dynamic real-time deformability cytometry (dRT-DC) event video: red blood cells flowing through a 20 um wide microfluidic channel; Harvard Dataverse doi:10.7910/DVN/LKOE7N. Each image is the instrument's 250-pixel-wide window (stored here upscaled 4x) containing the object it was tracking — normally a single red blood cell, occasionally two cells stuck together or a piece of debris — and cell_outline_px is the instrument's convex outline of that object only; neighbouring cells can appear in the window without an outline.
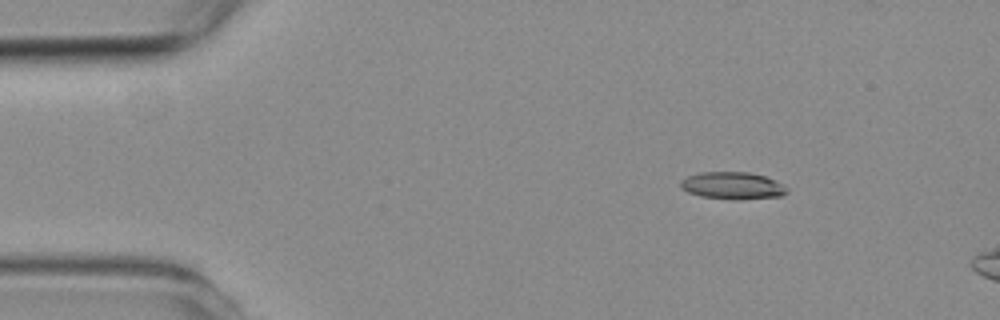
{"species": "common noctule bat (a hibernating species)", "species_latin": "Nyctalus noctula", "temperature_condition": "room temperature", "stored_images_in_passage": 3, "camera_frame_rate_fps": 3000, "um_per_image_px": 0.085, "animal": {"sex": "female", "body_mass_g": 19.3, "forearm_length_mm": 54.1}, "frame": {"image": 1, "passage_image": 1, "time_ms": 0.0, "image_size_px": [1000, 320], "cell_outline_px": [[788, 192], [780, 196], [740, 200], [700, 196], [688, 192], [680, 184], [680, 180], [688, 176], [700, 172], [748, 172], [764, 176], [776, 180], [788, 188]], "centroid_in_image_um": [62.29, 15.78], "position_along_channel_um": 22.7, "area_um2": 16.82}}